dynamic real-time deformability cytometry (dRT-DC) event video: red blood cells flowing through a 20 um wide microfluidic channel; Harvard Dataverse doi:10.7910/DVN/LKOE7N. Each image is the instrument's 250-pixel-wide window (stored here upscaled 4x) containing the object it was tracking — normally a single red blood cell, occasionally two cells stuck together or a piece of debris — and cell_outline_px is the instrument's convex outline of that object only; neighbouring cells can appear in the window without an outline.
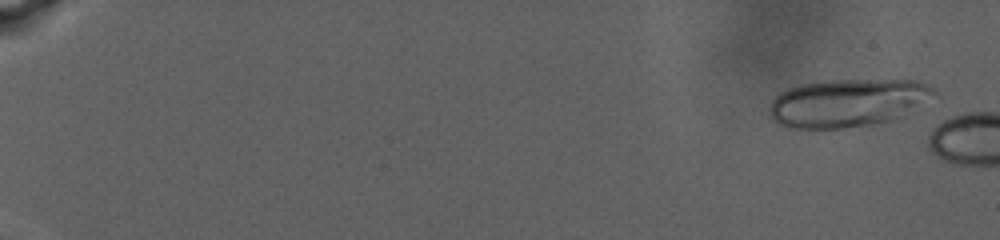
{"species": "human", "species_latin": "Homo sapiens", "temperature_condition": "warm", "stored_images_in_passage": 12, "camera_frame_rate_fps": 3000, "um_per_image_px": 0.085, "donor": {"sex": "male"}, "frame": {"image": 1, "passage_image": 4, "time_ms": 1.0, "image_size_px": [1000, 240], "cell_outline_px": [[936, 92], [904, 116], [892, 120], [872, 124], [844, 128], [788, 128], [772, 120], [768, 116], [768, 108], [772, 100], [780, 92], [788, 88], [820, 80], [916, 80], [928, 84]], "centroid_in_image_um": [71.98, 8.74], "position_along_channel_um": 13.0, "area_um2": 46.07}}